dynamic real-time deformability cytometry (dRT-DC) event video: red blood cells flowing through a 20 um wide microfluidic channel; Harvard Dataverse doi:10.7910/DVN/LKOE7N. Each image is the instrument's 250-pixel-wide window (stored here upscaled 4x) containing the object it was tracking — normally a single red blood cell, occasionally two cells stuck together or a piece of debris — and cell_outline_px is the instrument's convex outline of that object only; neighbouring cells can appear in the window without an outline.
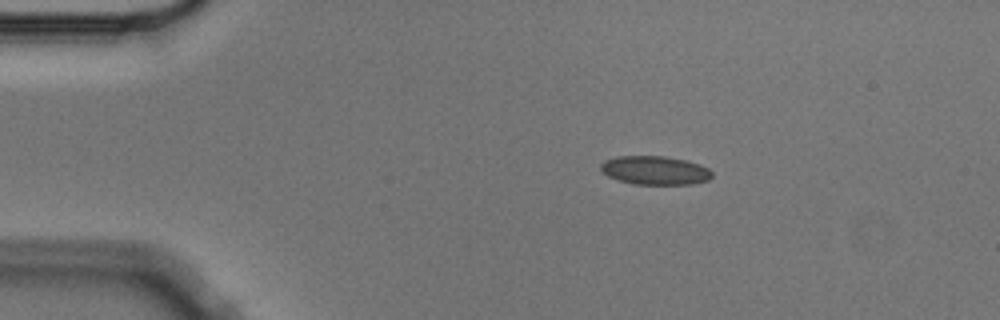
{"species": "Egyptian fruit bat (a non-hibernating species)", "species_latin": "Rousettus aegyptiacus", "temperature_condition": "cold", "stored_images_in_passage": 3, "camera_frame_rate_fps": 3000, "um_per_image_px": 0.085, "animal": {"sex": "male"}, "frame": {"image": 1, "passage_image": 1, "time_ms": 0.0, "image_size_px": [1000, 320], "cell_outline_px": [[712, 176], [708, 180], [692, 184], [632, 184], [608, 176], [600, 168], [600, 164], [604, 160], [616, 156], [664, 156], [684, 160], [700, 164], [708, 168], [712, 172]], "centroid_in_image_um": [55.67, 14.47], "position_along_channel_um": 29.3, "area_um2": 18.55}}
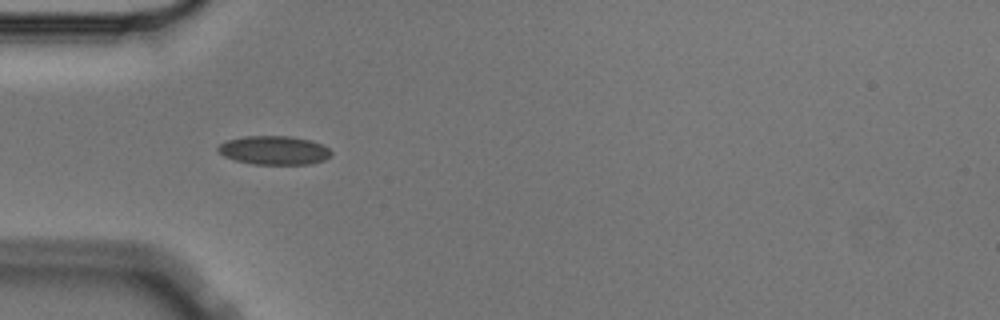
{"frame": {"image": 2, "passage_image": 2, "time_ms": 0.333, "image_size_px": [1000, 320], "cell_outline_px": [[332, 156], [324, 160], [308, 164], [256, 164], [236, 160], [224, 156], [216, 148], [220, 144], [228, 140], [244, 136], [292, 136], [312, 140], [328, 148], [332, 152]], "centroid_in_image_um": [23.33, 12.76], "position_along_channel_um": 61.7, "area_um2": 18.9}}
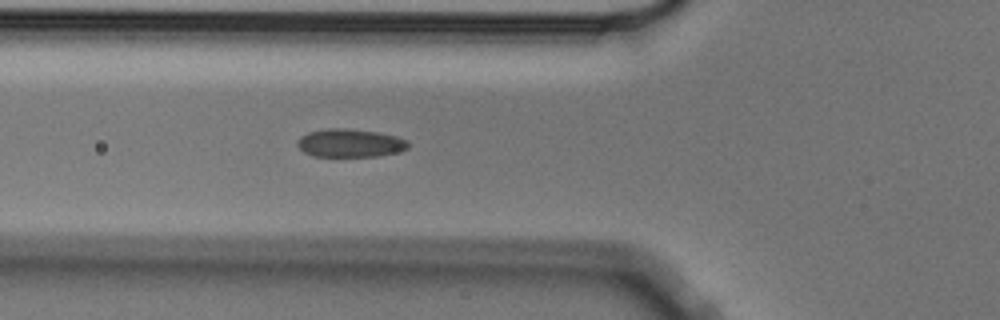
{"frame": {"image": 3, "passage_image": 3, "time_ms": 0.667, "image_size_px": [1000, 320], "cell_outline_px": [[408, 148], [396, 152], [376, 156], [312, 156], [304, 152], [296, 144], [296, 140], [300, 136], [308, 132], [328, 128], [344, 128], [376, 132], [396, 136], [408, 140]], "centroid_in_image_um": [29.71, 12.15], "position_along_channel_um": 96.1, "area_um2": 18.15}}